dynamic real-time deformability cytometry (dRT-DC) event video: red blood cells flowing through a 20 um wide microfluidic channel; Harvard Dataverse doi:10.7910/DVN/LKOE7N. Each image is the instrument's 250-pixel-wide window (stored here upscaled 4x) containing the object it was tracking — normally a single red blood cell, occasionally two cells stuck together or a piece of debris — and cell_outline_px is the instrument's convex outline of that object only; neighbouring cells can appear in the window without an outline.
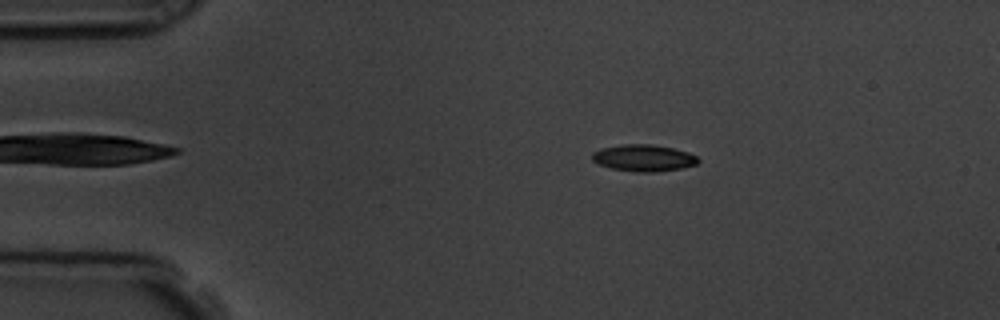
{"species": "common noctule bat (a hibernating species)", "species_latin": "Nyctalus noctula", "temperature_condition": "room temperature", "stored_images_in_passage": 54, "camera_frame_rate_fps": 3000, "um_per_image_px": 0.085, "animal": {"sex": "male", "body_mass_g": 19.5, "forearm_length_mm": 54.6}, "frame": {"image": 1, "passage_image": 10, "time_ms": 3.0, "image_size_px": [1000, 320], "cell_outline_px": [[700, 160], [696, 164], [680, 168], [656, 172], [636, 172], [612, 168], [600, 164], [592, 160], [592, 152], [600, 148], [624, 144], [652, 144], [672, 148], [688, 152], [696, 156]], "centroid_in_image_um": [54.69, 13.42], "position_along_channel_um": 30.3, "area_um2": 16.42}}
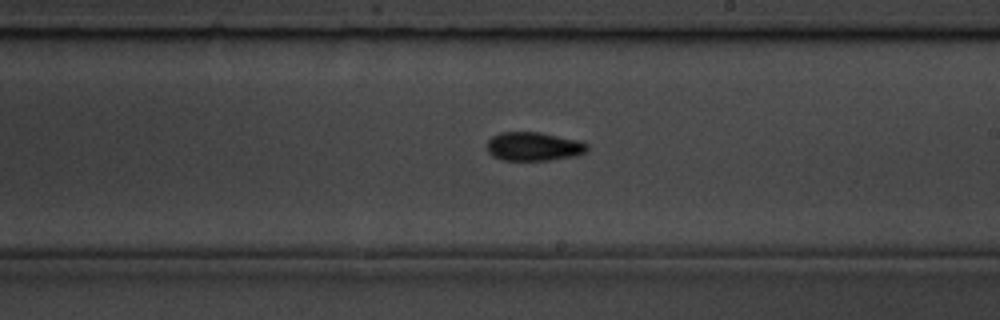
{"frame": {"image": 2, "passage_image": 31, "time_ms": 10.0, "image_size_px": [1000, 320], "cell_outline_px": [[588, 148], [584, 152], [576, 156], [548, 160], [500, 160], [492, 156], [488, 152], [488, 140], [492, 136], [500, 132], [540, 132], [580, 140], [588, 144]], "centroid_in_image_um": [45.36, 12.44], "position_along_channel_um": 243.6, "area_um2": 16.88}}
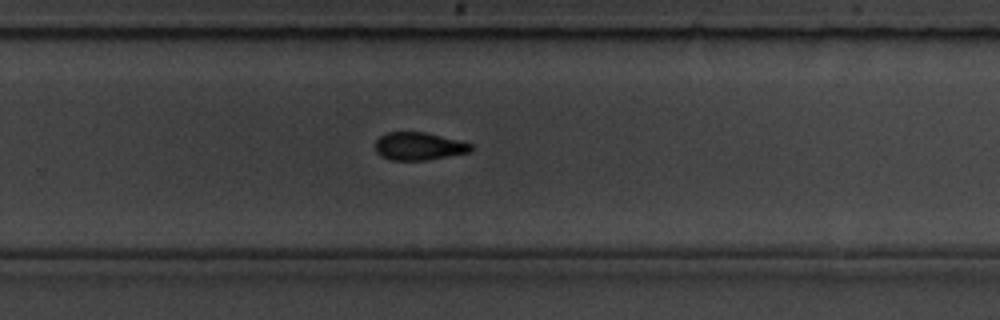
{"frame": {"image": 3, "passage_image": 35, "time_ms": 11.333, "image_size_px": [1000, 320], "cell_outline_px": [[472, 148], [468, 152], [428, 160], [392, 160], [380, 156], [376, 152], [376, 140], [384, 132], [424, 132], [460, 140], [472, 144]], "centroid_in_image_um": [35.57, 12.42], "position_along_channel_um": 294.2, "area_um2": 15.49}, "authors_computed_cell_mechanics": {"area_um2": 15.8661, "velocity_mm_per_s": 3.825, "shape_relaxation_time_tau1_ms": 3.2623, "shape_relaxation_time_tau2_ms": 5.6413, "deformation_change_tau1": 0.1011, "deformation_change_tau2": 0.1345}}